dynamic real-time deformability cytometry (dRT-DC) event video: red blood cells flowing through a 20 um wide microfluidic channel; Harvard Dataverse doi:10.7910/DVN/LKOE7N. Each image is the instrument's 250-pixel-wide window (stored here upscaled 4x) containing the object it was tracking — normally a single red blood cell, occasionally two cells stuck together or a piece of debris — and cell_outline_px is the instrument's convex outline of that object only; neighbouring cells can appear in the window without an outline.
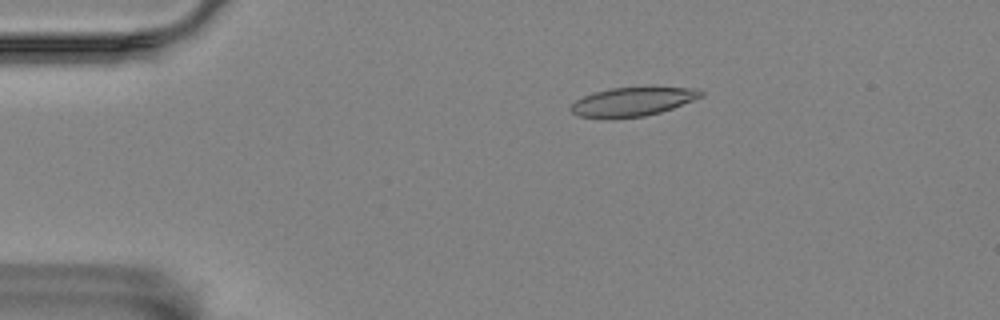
{"species": "Egyptian fruit bat (a non-hibernating species)", "species_latin": "Rousettus aegyptiacus", "temperature_condition": "room temperature", "stored_images_in_passage": 5, "camera_frame_rate_fps": 3000, "um_per_image_px": 0.085, "animal": {"sex": "female"}, "frame": {"image": 1, "passage_image": 3, "time_ms": 2.333, "image_size_px": [1000, 320], "cell_outline_px": [[704, 96], [672, 108], [660, 112], [644, 116], [576, 116], [568, 108], [576, 100], [592, 92], [612, 88], [696, 88], [704, 92]], "centroid_in_image_um": [53.78, 8.62], "position_along_channel_um": 31.2, "area_um2": 21.04}}